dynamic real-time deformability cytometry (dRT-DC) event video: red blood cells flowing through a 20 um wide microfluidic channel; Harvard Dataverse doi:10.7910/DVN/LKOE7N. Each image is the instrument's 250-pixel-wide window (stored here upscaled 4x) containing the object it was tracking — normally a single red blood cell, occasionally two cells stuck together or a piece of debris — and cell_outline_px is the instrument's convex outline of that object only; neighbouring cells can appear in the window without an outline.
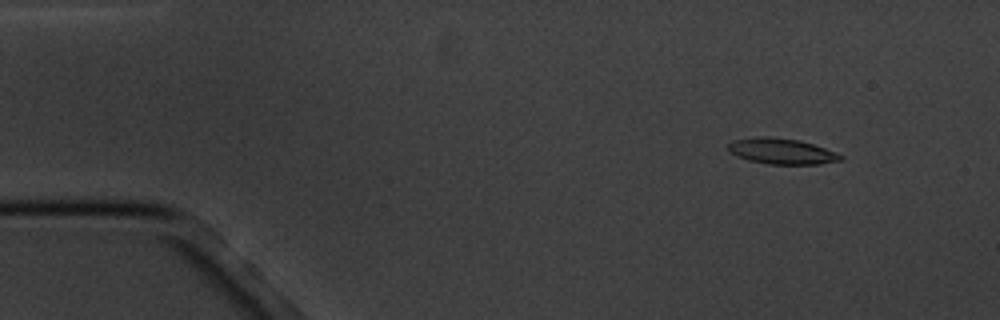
{"species": "common noctule bat (a hibernating species)", "species_latin": "Nyctalus noctula", "temperature_condition": "cold", "stored_images_in_passage": 5, "camera_frame_rate_fps": 3000, "um_per_image_px": 0.085, "animal": {"sex": "male", "body_mass_g": 20.1, "forearm_length_mm": 53.5}, "frame": {"image": 1, "passage_image": 1, "time_ms": 0.0, "image_size_px": [1000, 320], "cell_outline_px": [[844, 160], [820, 164], [768, 164], [748, 160], [736, 156], [728, 148], [728, 144], [732, 140], [760, 136], [768, 136], [796, 140], [812, 144], [836, 152], [844, 156]], "centroid_in_image_um": [66.45, 12.86], "position_along_channel_um": 18.5, "area_um2": 16.82}}
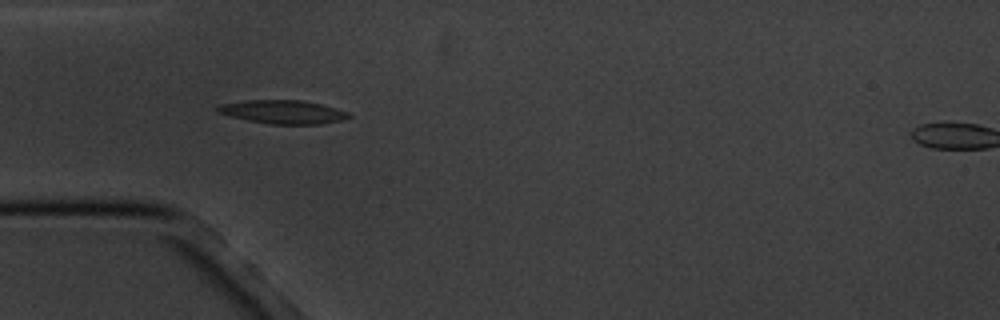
{"frame": {"image": 2, "passage_image": 4, "time_ms": 3.667, "image_size_px": [1000, 320], "cell_outline_px": [[352, 116], [344, 120], [320, 124], [268, 124], [248, 120], [216, 112], [216, 108], [220, 104], [244, 100], [300, 100], [320, 104], [336, 108], [348, 112]], "centroid_in_image_um": [24.06, 9.51], "position_along_channel_um": 60.9, "area_um2": 17.98}}
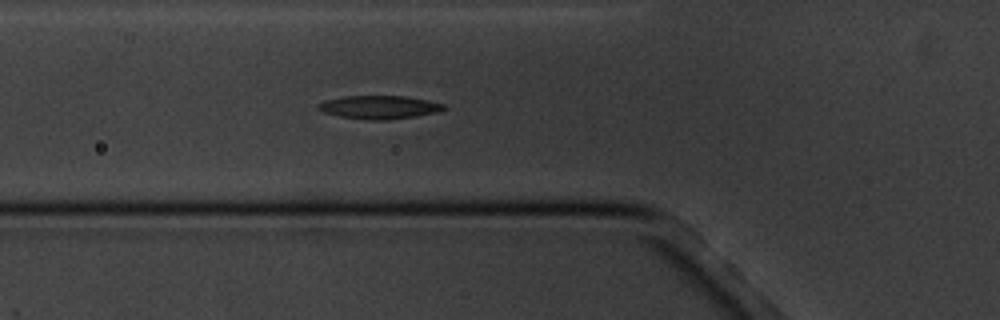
{"frame": {"image": 3, "passage_image": 5, "time_ms": 4.667, "image_size_px": [1000, 320], "cell_outline_px": [[448, 108], [436, 112], [416, 116], [388, 120], [364, 120], [340, 116], [324, 112], [316, 108], [316, 104], [324, 100], [344, 96], [408, 96], [428, 100], [444, 104]], "centroid_in_image_um": [32.22, 9.11], "position_along_channel_um": 93.6, "area_um2": 17.22}}